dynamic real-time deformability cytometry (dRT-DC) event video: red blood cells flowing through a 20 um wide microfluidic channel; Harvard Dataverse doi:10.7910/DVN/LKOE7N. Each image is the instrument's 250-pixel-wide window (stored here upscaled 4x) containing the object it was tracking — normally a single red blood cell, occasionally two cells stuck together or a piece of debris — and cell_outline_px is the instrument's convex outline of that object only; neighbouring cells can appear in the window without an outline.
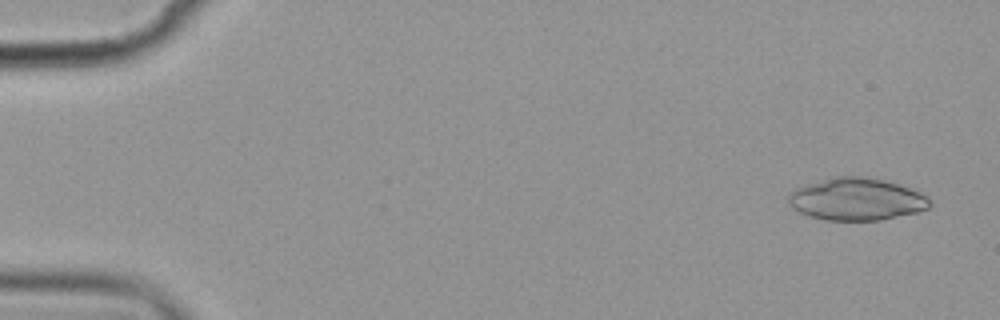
{"species": "common noctule bat (a hibernating species)", "species_latin": "Nyctalus noctula", "temperature_condition": "cold", "stored_images_in_passage": 5, "camera_frame_rate_fps": 3000, "um_per_image_px": 0.085, "animal": {"sex": "female", "body_mass_g": 19.9}, "frame": {"image": 1, "passage_image": 1, "time_ms": 0.0, "image_size_px": [1000, 320], "cell_outline_px": [[932, 204], [928, 208], [916, 212], [880, 220], [824, 220], [800, 212], [792, 208], [788, 204], [788, 192], [796, 188], [832, 176], [860, 176], [884, 180], [920, 192]], "centroid_in_image_um": [72.75, 16.93], "position_along_channel_um": 12.2, "area_um2": 34.56}}